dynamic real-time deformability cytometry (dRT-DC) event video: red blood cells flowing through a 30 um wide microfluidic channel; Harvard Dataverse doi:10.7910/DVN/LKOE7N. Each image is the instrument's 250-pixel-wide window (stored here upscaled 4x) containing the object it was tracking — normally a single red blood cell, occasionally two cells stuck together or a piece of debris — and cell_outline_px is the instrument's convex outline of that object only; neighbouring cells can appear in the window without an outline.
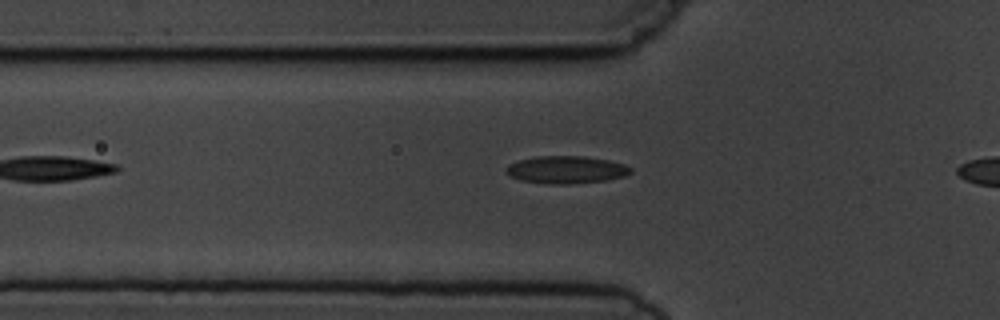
{"species": "common noctule bat (a hibernating species)", "species_latin": "Nyctalus noctula", "temperature_condition": "cold", "stored_images_in_passage": 7, "camera_frame_rate_fps": 3000, "um_per_image_px": 0.085, "animal": {"sex": "male", "body_mass_g": 19.5, "forearm_length_mm": 54.6}, "frame": {"image": 1, "passage_image": 4, "time_ms": 3.667, "image_size_px": [1000, 320], "cell_outline_px": [[632, 172], [624, 176], [608, 180], [572, 184], [548, 184], [520, 180], [508, 176], [504, 172], [504, 168], [508, 164], [520, 160], [536, 156], [584, 156], [608, 160], [624, 164], [632, 168]], "centroid_in_image_um": [48.09, 14.43], "position_along_channel_um": 77.7, "area_um2": 20.23}}
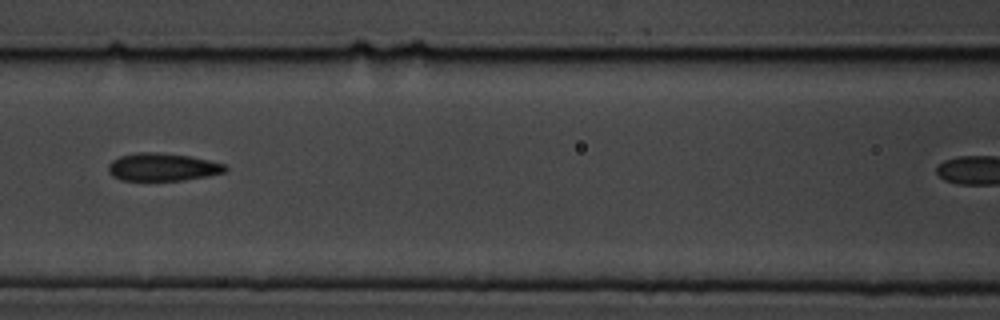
{"frame": {"image": 2, "passage_image": 6, "time_ms": 5.667, "image_size_px": [1000, 320], "cell_outline_px": [[228, 168], [224, 172], [208, 176], [180, 180], [120, 180], [112, 176], [108, 172], [108, 164], [112, 160], [120, 156], [136, 152], [156, 152], [192, 156], [224, 164]], "centroid_in_image_um": [13.78, 14.19], "position_along_channel_um": 152.8, "area_um2": 18.96}}